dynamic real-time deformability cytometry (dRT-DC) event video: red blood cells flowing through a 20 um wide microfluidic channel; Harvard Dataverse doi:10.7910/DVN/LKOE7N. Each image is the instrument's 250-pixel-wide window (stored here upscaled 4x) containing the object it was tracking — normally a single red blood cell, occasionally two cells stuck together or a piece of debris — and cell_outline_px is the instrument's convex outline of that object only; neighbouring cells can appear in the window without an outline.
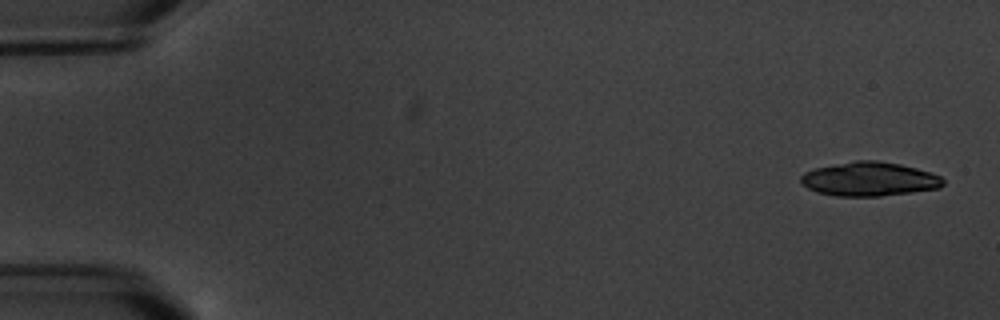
{"species": "common noctule bat (a hibernating species)", "species_latin": "Nyctalus noctula", "temperature_condition": "warm", "stored_images_in_passage": 6, "camera_frame_rate_fps": 3000, "um_per_image_px": 0.085, "animal": {"sex": "male", "body_mass_g": 20.1, "forearm_length_mm": 53.5}, "frame": {"image": 1, "passage_image": 1, "time_ms": 0.0, "image_size_px": [1000, 320], "cell_outline_px": [[944, 184], [940, 188], [912, 192], [880, 196], [836, 196], [816, 192], [800, 184], [800, 176], [804, 172], [816, 168], [856, 160], [876, 160], [900, 164], [932, 172], [940, 176], [944, 180]], "centroid_in_image_um": [73.89, 15.22], "position_along_channel_um": 11.1, "area_um2": 28.32}}
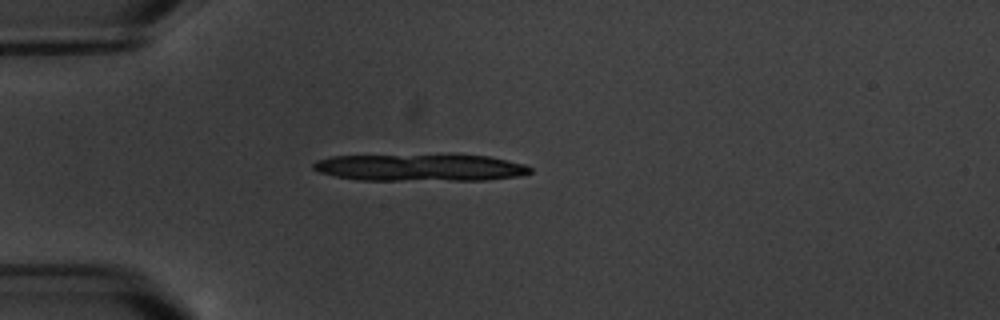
{"frame": {"image": 2, "passage_image": 5, "time_ms": 4.667, "image_size_px": [1000, 320], "cell_outline_px": [[532, 172], [520, 176], [488, 180], [360, 180], [336, 176], [320, 172], [312, 168], [312, 164], [316, 160], [332, 156], [488, 156], [524, 164], [532, 168]], "centroid_in_image_um": [35.73, 14.27], "position_along_channel_um": 49.3, "area_um2": 33.52}}